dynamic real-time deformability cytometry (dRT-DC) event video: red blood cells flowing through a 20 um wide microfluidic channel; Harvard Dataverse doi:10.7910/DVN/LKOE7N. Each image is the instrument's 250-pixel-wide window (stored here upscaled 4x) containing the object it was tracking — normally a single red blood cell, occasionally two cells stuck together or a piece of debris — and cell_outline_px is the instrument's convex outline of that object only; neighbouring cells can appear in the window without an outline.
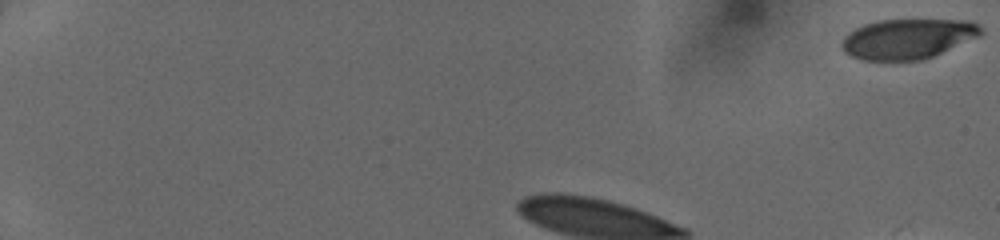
{"species": "human", "species_latin": "Homo sapiens", "temperature_condition": "cold", "stored_images_in_passage": 35, "camera_frame_rate_fps": 3000, "um_per_image_px": 0.085, "donor": {"sex": "female"}, "frame": {"image": 1, "passage_image": 1, "time_ms": 0.0, "image_size_px": [1000, 240], "cell_outline_px": [[984, 32], [980, 36], [932, 56], [920, 60], [864, 60], [852, 56], [844, 52], [840, 44], [844, 36], [848, 32], [864, 24], [880, 20], [972, 20]], "centroid_in_image_um": [77.14, 3.29], "position_along_channel_um": 7.9, "area_um2": 32.31}}
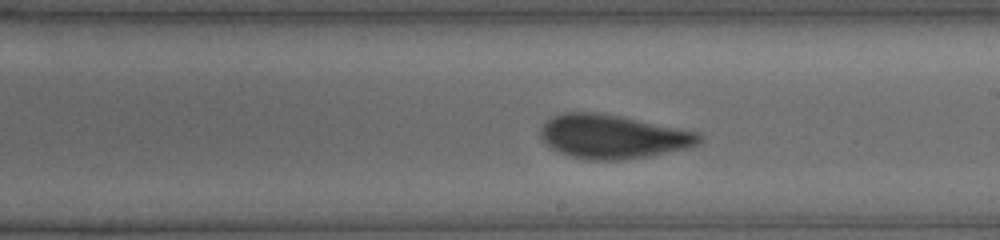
{"frame": {"image": 2, "passage_image": 22, "time_ms": 7.0, "image_size_px": [1000, 240], "cell_outline_px": [[704, 140], [700, 144], [692, 148], [648, 156], [620, 160], [588, 160], [568, 156], [544, 144], [540, 140], [540, 128], [552, 116], [564, 112], [596, 112], [620, 116], [700, 132], [704, 136]], "centroid_in_image_um": [52.13, 11.62], "position_along_channel_um": 236.9, "area_um2": 41.1}}
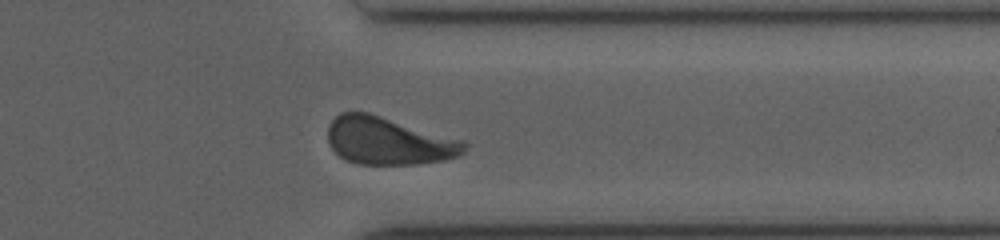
{"frame": {"image": 3, "passage_image": 32, "time_ms": 10.333, "image_size_px": [1000, 240], "cell_outline_px": [[468, 148], [460, 156], [444, 160], [420, 164], [356, 164], [344, 160], [332, 148], [328, 140], [328, 124], [340, 112], [368, 112], [468, 140]], "centroid_in_image_um": [33.1, 11.97], "position_along_channel_um": 378.3, "area_um2": 38.61}}